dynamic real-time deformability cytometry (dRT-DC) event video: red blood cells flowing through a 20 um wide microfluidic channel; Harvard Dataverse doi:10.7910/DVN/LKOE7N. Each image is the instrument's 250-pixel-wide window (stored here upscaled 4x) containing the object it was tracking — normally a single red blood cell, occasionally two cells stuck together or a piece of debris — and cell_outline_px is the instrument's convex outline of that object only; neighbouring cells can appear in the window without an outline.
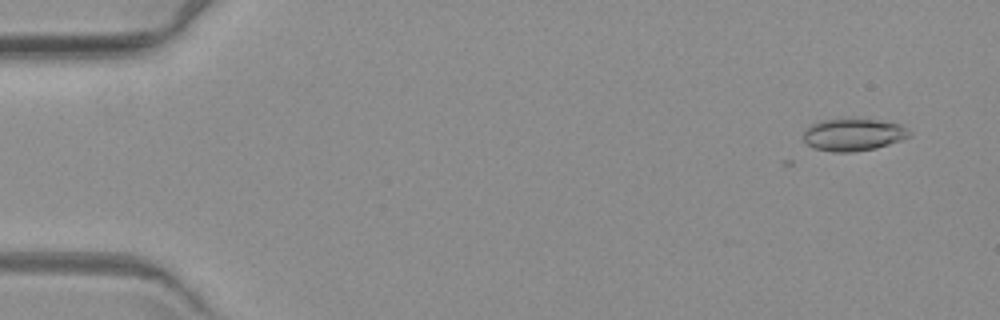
{"species": "common noctule bat (a hibernating species)", "species_latin": "Nyctalus noctula", "temperature_condition": "warm", "stored_images_in_passage": 6, "camera_frame_rate_fps": 3000, "um_per_image_px": 0.085, "animal": {"sex": "female", "body_mass_g": 19.3, "forearm_length_mm": 54.1}, "frame": {"image": 1, "passage_image": 3, "time_ms": 2.667, "image_size_px": [1000, 320], "cell_outline_px": [[912, 136], [876, 148], [852, 152], [832, 152], [812, 148], [804, 140], [804, 132], [812, 124], [820, 120], [880, 120], [900, 124], [912, 132]], "centroid_in_image_um": [72.55, 11.46], "position_along_channel_um": 12.4, "area_um2": 19.71}}